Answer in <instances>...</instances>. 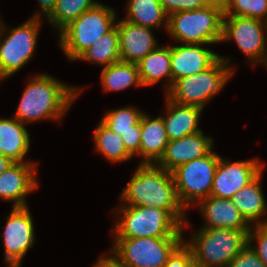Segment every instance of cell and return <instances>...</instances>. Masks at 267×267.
<instances>
[{"mask_svg": "<svg viewBox=\"0 0 267 267\" xmlns=\"http://www.w3.org/2000/svg\"><path fill=\"white\" fill-rule=\"evenodd\" d=\"M120 198L128 206L165 209L183 227L189 224L185 220L186 209L179 201L172 173L156 164L139 163Z\"/></svg>", "mask_w": 267, "mask_h": 267, "instance_id": "cell-1", "label": "cell"}, {"mask_svg": "<svg viewBox=\"0 0 267 267\" xmlns=\"http://www.w3.org/2000/svg\"><path fill=\"white\" fill-rule=\"evenodd\" d=\"M12 117L24 125L36 120H61L82 93L79 88L59 82L48 74L31 77Z\"/></svg>", "mask_w": 267, "mask_h": 267, "instance_id": "cell-2", "label": "cell"}, {"mask_svg": "<svg viewBox=\"0 0 267 267\" xmlns=\"http://www.w3.org/2000/svg\"><path fill=\"white\" fill-rule=\"evenodd\" d=\"M223 15L222 0L201 9L171 13L167 32L182 44L221 43Z\"/></svg>", "mask_w": 267, "mask_h": 267, "instance_id": "cell-3", "label": "cell"}, {"mask_svg": "<svg viewBox=\"0 0 267 267\" xmlns=\"http://www.w3.org/2000/svg\"><path fill=\"white\" fill-rule=\"evenodd\" d=\"M117 209L121 218L113 228L114 238L183 236L184 227L165 209L124 204Z\"/></svg>", "mask_w": 267, "mask_h": 267, "instance_id": "cell-4", "label": "cell"}, {"mask_svg": "<svg viewBox=\"0 0 267 267\" xmlns=\"http://www.w3.org/2000/svg\"><path fill=\"white\" fill-rule=\"evenodd\" d=\"M229 59L219 55L206 70L174 81L166 97L180 105L203 109L234 75L235 67L229 65Z\"/></svg>", "mask_w": 267, "mask_h": 267, "instance_id": "cell-5", "label": "cell"}, {"mask_svg": "<svg viewBox=\"0 0 267 267\" xmlns=\"http://www.w3.org/2000/svg\"><path fill=\"white\" fill-rule=\"evenodd\" d=\"M250 230L201 228L184 244L203 267H227L248 244Z\"/></svg>", "mask_w": 267, "mask_h": 267, "instance_id": "cell-6", "label": "cell"}, {"mask_svg": "<svg viewBox=\"0 0 267 267\" xmlns=\"http://www.w3.org/2000/svg\"><path fill=\"white\" fill-rule=\"evenodd\" d=\"M116 18L112 8L98 3L72 21L59 33V44L66 57L70 61L77 60L116 25Z\"/></svg>", "mask_w": 267, "mask_h": 267, "instance_id": "cell-7", "label": "cell"}, {"mask_svg": "<svg viewBox=\"0 0 267 267\" xmlns=\"http://www.w3.org/2000/svg\"><path fill=\"white\" fill-rule=\"evenodd\" d=\"M112 256L116 267H163L184 242L182 237L113 238ZM114 255V256H113Z\"/></svg>", "mask_w": 267, "mask_h": 267, "instance_id": "cell-8", "label": "cell"}, {"mask_svg": "<svg viewBox=\"0 0 267 267\" xmlns=\"http://www.w3.org/2000/svg\"><path fill=\"white\" fill-rule=\"evenodd\" d=\"M41 18L39 11L23 24L12 28L10 32L7 31L4 21H1L0 72L5 78L15 74L32 59L37 47Z\"/></svg>", "mask_w": 267, "mask_h": 267, "instance_id": "cell-9", "label": "cell"}, {"mask_svg": "<svg viewBox=\"0 0 267 267\" xmlns=\"http://www.w3.org/2000/svg\"><path fill=\"white\" fill-rule=\"evenodd\" d=\"M219 159L220 155L212 150L208 155L180 165L171 172L179 201L186 210L210 196Z\"/></svg>", "mask_w": 267, "mask_h": 267, "instance_id": "cell-10", "label": "cell"}, {"mask_svg": "<svg viewBox=\"0 0 267 267\" xmlns=\"http://www.w3.org/2000/svg\"><path fill=\"white\" fill-rule=\"evenodd\" d=\"M266 22L242 16L223 15L222 41L235 40L239 49L248 57L247 63H265L267 58ZM252 61V62H251Z\"/></svg>", "mask_w": 267, "mask_h": 267, "instance_id": "cell-11", "label": "cell"}, {"mask_svg": "<svg viewBox=\"0 0 267 267\" xmlns=\"http://www.w3.org/2000/svg\"><path fill=\"white\" fill-rule=\"evenodd\" d=\"M26 207H12L1 234L4 246V260L8 267H21V263L35 242L34 224Z\"/></svg>", "mask_w": 267, "mask_h": 267, "instance_id": "cell-12", "label": "cell"}, {"mask_svg": "<svg viewBox=\"0 0 267 267\" xmlns=\"http://www.w3.org/2000/svg\"><path fill=\"white\" fill-rule=\"evenodd\" d=\"M263 167L262 161L257 159L230 163L220 156L210 196L231 199L237 191L253 181L262 172Z\"/></svg>", "mask_w": 267, "mask_h": 267, "instance_id": "cell-13", "label": "cell"}, {"mask_svg": "<svg viewBox=\"0 0 267 267\" xmlns=\"http://www.w3.org/2000/svg\"><path fill=\"white\" fill-rule=\"evenodd\" d=\"M36 162H13L0 174V198L13 201V207H26V196L35 191L37 181Z\"/></svg>", "mask_w": 267, "mask_h": 267, "instance_id": "cell-14", "label": "cell"}, {"mask_svg": "<svg viewBox=\"0 0 267 267\" xmlns=\"http://www.w3.org/2000/svg\"><path fill=\"white\" fill-rule=\"evenodd\" d=\"M213 145L212 137L205 136L203 131L186 135L169 141L163 156L156 164L172 172L180 165L208 155L213 150Z\"/></svg>", "mask_w": 267, "mask_h": 267, "instance_id": "cell-15", "label": "cell"}, {"mask_svg": "<svg viewBox=\"0 0 267 267\" xmlns=\"http://www.w3.org/2000/svg\"><path fill=\"white\" fill-rule=\"evenodd\" d=\"M116 26L122 62L137 64L159 46L151 28L135 25L124 19L116 21Z\"/></svg>", "mask_w": 267, "mask_h": 267, "instance_id": "cell-16", "label": "cell"}, {"mask_svg": "<svg viewBox=\"0 0 267 267\" xmlns=\"http://www.w3.org/2000/svg\"><path fill=\"white\" fill-rule=\"evenodd\" d=\"M203 45L170 46L172 84L180 78L206 70L219 58V54L208 48H203Z\"/></svg>", "mask_w": 267, "mask_h": 267, "instance_id": "cell-17", "label": "cell"}, {"mask_svg": "<svg viewBox=\"0 0 267 267\" xmlns=\"http://www.w3.org/2000/svg\"><path fill=\"white\" fill-rule=\"evenodd\" d=\"M144 112L128 106L105 112L101 122L122 137L127 152L133 157L140 155L141 127L140 119Z\"/></svg>", "mask_w": 267, "mask_h": 267, "instance_id": "cell-18", "label": "cell"}, {"mask_svg": "<svg viewBox=\"0 0 267 267\" xmlns=\"http://www.w3.org/2000/svg\"><path fill=\"white\" fill-rule=\"evenodd\" d=\"M200 212L206 222L201 228H225L232 230H250L251 225L245 220L231 199L209 196L202 199Z\"/></svg>", "mask_w": 267, "mask_h": 267, "instance_id": "cell-19", "label": "cell"}, {"mask_svg": "<svg viewBox=\"0 0 267 267\" xmlns=\"http://www.w3.org/2000/svg\"><path fill=\"white\" fill-rule=\"evenodd\" d=\"M167 112L161 116L169 141L181 139L186 135L202 131L198 125L202 108L197 106L180 105L166 97Z\"/></svg>", "mask_w": 267, "mask_h": 267, "instance_id": "cell-20", "label": "cell"}, {"mask_svg": "<svg viewBox=\"0 0 267 267\" xmlns=\"http://www.w3.org/2000/svg\"><path fill=\"white\" fill-rule=\"evenodd\" d=\"M140 127V157L143 158L140 163L156 164L169 142L163 119L161 115L152 119L144 112L140 119Z\"/></svg>", "mask_w": 267, "mask_h": 267, "instance_id": "cell-21", "label": "cell"}, {"mask_svg": "<svg viewBox=\"0 0 267 267\" xmlns=\"http://www.w3.org/2000/svg\"><path fill=\"white\" fill-rule=\"evenodd\" d=\"M30 134L16 118H0V154L12 162H28L24 157L30 148Z\"/></svg>", "mask_w": 267, "mask_h": 267, "instance_id": "cell-22", "label": "cell"}, {"mask_svg": "<svg viewBox=\"0 0 267 267\" xmlns=\"http://www.w3.org/2000/svg\"><path fill=\"white\" fill-rule=\"evenodd\" d=\"M261 176L262 172L231 198L233 204L251 226L254 223V225L267 224V219L262 218L267 214V204L260 184Z\"/></svg>", "mask_w": 267, "mask_h": 267, "instance_id": "cell-23", "label": "cell"}, {"mask_svg": "<svg viewBox=\"0 0 267 267\" xmlns=\"http://www.w3.org/2000/svg\"><path fill=\"white\" fill-rule=\"evenodd\" d=\"M170 62V46H158L140 60L137 66L143 87L155 85L156 82L167 77L168 82L166 81L164 85L166 93L172 86Z\"/></svg>", "mask_w": 267, "mask_h": 267, "instance_id": "cell-24", "label": "cell"}, {"mask_svg": "<svg viewBox=\"0 0 267 267\" xmlns=\"http://www.w3.org/2000/svg\"><path fill=\"white\" fill-rule=\"evenodd\" d=\"M124 20L143 27L159 29L163 24L168 29L169 15L159 0H129Z\"/></svg>", "mask_w": 267, "mask_h": 267, "instance_id": "cell-25", "label": "cell"}, {"mask_svg": "<svg viewBox=\"0 0 267 267\" xmlns=\"http://www.w3.org/2000/svg\"><path fill=\"white\" fill-rule=\"evenodd\" d=\"M101 84L107 92L125 90L132 85L143 86L137 64L122 61L102 69Z\"/></svg>", "mask_w": 267, "mask_h": 267, "instance_id": "cell-26", "label": "cell"}, {"mask_svg": "<svg viewBox=\"0 0 267 267\" xmlns=\"http://www.w3.org/2000/svg\"><path fill=\"white\" fill-rule=\"evenodd\" d=\"M77 60L95 62L103 67L120 62L117 26L97 39Z\"/></svg>", "mask_w": 267, "mask_h": 267, "instance_id": "cell-27", "label": "cell"}, {"mask_svg": "<svg viewBox=\"0 0 267 267\" xmlns=\"http://www.w3.org/2000/svg\"><path fill=\"white\" fill-rule=\"evenodd\" d=\"M93 137L96 152L103 154L107 160L121 163L132 159L124 147L122 137L106 127L101 121L95 129Z\"/></svg>", "mask_w": 267, "mask_h": 267, "instance_id": "cell-28", "label": "cell"}, {"mask_svg": "<svg viewBox=\"0 0 267 267\" xmlns=\"http://www.w3.org/2000/svg\"><path fill=\"white\" fill-rule=\"evenodd\" d=\"M99 2L95 0H57L56 7L48 17V22L61 32L85 11L92 9Z\"/></svg>", "mask_w": 267, "mask_h": 267, "instance_id": "cell-29", "label": "cell"}, {"mask_svg": "<svg viewBox=\"0 0 267 267\" xmlns=\"http://www.w3.org/2000/svg\"><path fill=\"white\" fill-rule=\"evenodd\" d=\"M224 15L267 20V0H222Z\"/></svg>", "mask_w": 267, "mask_h": 267, "instance_id": "cell-30", "label": "cell"}, {"mask_svg": "<svg viewBox=\"0 0 267 267\" xmlns=\"http://www.w3.org/2000/svg\"><path fill=\"white\" fill-rule=\"evenodd\" d=\"M254 240L256 241V245H252L254 244ZM248 244L267 267V224L254 225L251 227L248 232Z\"/></svg>", "mask_w": 267, "mask_h": 267, "instance_id": "cell-31", "label": "cell"}, {"mask_svg": "<svg viewBox=\"0 0 267 267\" xmlns=\"http://www.w3.org/2000/svg\"><path fill=\"white\" fill-rule=\"evenodd\" d=\"M215 0H159L168 15L180 11H191L204 8Z\"/></svg>", "mask_w": 267, "mask_h": 267, "instance_id": "cell-32", "label": "cell"}, {"mask_svg": "<svg viewBox=\"0 0 267 267\" xmlns=\"http://www.w3.org/2000/svg\"><path fill=\"white\" fill-rule=\"evenodd\" d=\"M227 267H266L259 259L257 253L247 244L245 248L234 257Z\"/></svg>", "mask_w": 267, "mask_h": 267, "instance_id": "cell-33", "label": "cell"}, {"mask_svg": "<svg viewBox=\"0 0 267 267\" xmlns=\"http://www.w3.org/2000/svg\"><path fill=\"white\" fill-rule=\"evenodd\" d=\"M192 260V252L183 242L168 258L163 267H187Z\"/></svg>", "mask_w": 267, "mask_h": 267, "instance_id": "cell-34", "label": "cell"}, {"mask_svg": "<svg viewBox=\"0 0 267 267\" xmlns=\"http://www.w3.org/2000/svg\"><path fill=\"white\" fill-rule=\"evenodd\" d=\"M38 3L43 13L42 16L45 15L48 18L54 11L57 4V0H38Z\"/></svg>", "mask_w": 267, "mask_h": 267, "instance_id": "cell-35", "label": "cell"}, {"mask_svg": "<svg viewBox=\"0 0 267 267\" xmlns=\"http://www.w3.org/2000/svg\"><path fill=\"white\" fill-rule=\"evenodd\" d=\"M93 267H116L107 257L100 256Z\"/></svg>", "mask_w": 267, "mask_h": 267, "instance_id": "cell-36", "label": "cell"}, {"mask_svg": "<svg viewBox=\"0 0 267 267\" xmlns=\"http://www.w3.org/2000/svg\"><path fill=\"white\" fill-rule=\"evenodd\" d=\"M12 164L13 162L9 158L0 154V174L4 172Z\"/></svg>", "mask_w": 267, "mask_h": 267, "instance_id": "cell-37", "label": "cell"}, {"mask_svg": "<svg viewBox=\"0 0 267 267\" xmlns=\"http://www.w3.org/2000/svg\"><path fill=\"white\" fill-rule=\"evenodd\" d=\"M187 267H203L200 263L192 260Z\"/></svg>", "mask_w": 267, "mask_h": 267, "instance_id": "cell-38", "label": "cell"}, {"mask_svg": "<svg viewBox=\"0 0 267 267\" xmlns=\"http://www.w3.org/2000/svg\"><path fill=\"white\" fill-rule=\"evenodd\" d=\"M5 79V77L1 74V72H0V81L1 80H4Z\"/></svg>", "mask_w": 267, "mask_h": 267, "instance_id": "cell-39", "label": "cell"}, {"mask_svg": "<svg viewBox=\"0 0 267 267\" xmlns=\"http://www.w3.org/2000/svg\"><path fill=\"white\" fill-rule=\"evenodd\" d=\"M263 65L267 67V58H266V61H265V63Z\"/></svg>", "mask_w": 267, "mask_h": 267, "instance_id": "cell-40", "label": "cell"}]
</instances>
